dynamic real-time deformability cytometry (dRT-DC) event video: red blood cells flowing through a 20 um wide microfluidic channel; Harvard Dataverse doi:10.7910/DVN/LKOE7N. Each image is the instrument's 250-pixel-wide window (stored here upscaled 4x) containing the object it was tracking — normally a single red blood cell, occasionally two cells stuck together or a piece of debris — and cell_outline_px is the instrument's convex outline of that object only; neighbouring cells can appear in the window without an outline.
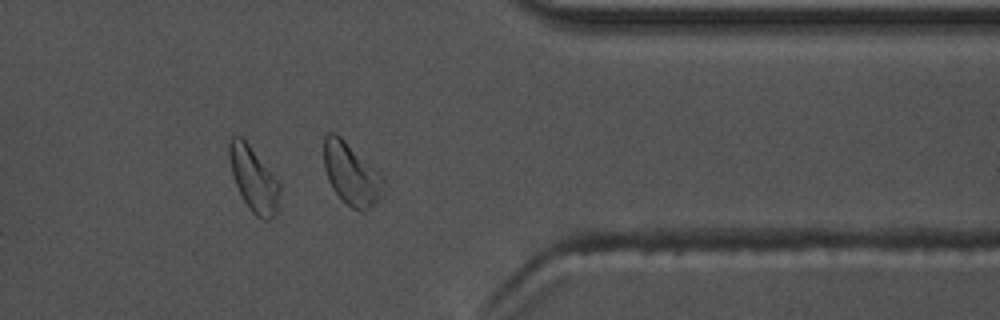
{"species": "common noctule bat (a hibernating species)", "species_latin": "Nyctalus noctula", "temperature_condition": "warm", "stored_images_in_passage": 33, "camera_frame_rate_fps": 3000, "um_per_image_px": 0.085, "animal": {"sex": "male", "body_mass_g": 17.5, "forearm_length_mm": 52.3}, "frame": {"image": 1, "passage_image": 28, "time_ms": 9.0, "image_size_px": [1000, 320], "cell_outline_px": [[280, 188], [276, 212], [268, 220], [264, 220], [256, 216], [248, 208], [236, 184], [232, 172], [228, 156], [228, 136], [240, 136], [248, 144], [280, 184]], "centroid_in_image_um": [21.52, 15.21], "position_along_channel_um": 389.9, "area_um2": 18.55}, "authors_computed_cell_mechanics": {"area_um2": 19.4208, "velocity_mm_per_s": 3.6191, "shape_relaxation_time_tau1_ms": 3.516, "shape_relaxation_time_tau2_ms": 1.5221, "deformation_change_tau1": 0.1434, "deformation_change_tau2": 0.0705}}